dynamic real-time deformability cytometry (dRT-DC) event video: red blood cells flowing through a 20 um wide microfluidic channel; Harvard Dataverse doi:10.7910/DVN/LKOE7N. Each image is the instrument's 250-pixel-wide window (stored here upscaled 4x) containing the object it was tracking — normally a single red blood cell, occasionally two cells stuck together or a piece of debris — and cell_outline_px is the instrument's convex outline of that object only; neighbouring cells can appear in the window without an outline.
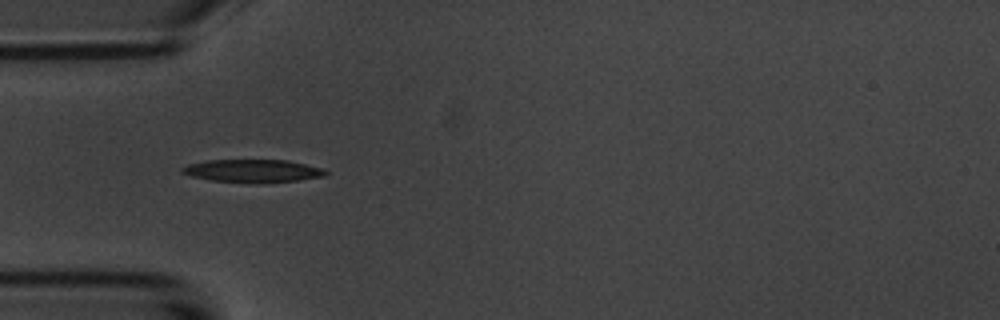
{"species": "common noctule bat (a hibernating species)", "species_latin": "Nyctalus noctula", "temperature_condition": "room temperature", "stored_images_in_passage": 2, "camera_frame_rate_fps": 3000, "um_per_image_px": 0.085, "animal": {"sex": "male", "body_mass_g": 20.1, "forearm_length_mm": 53.5}, "frame": {"image": 1, "passage_image": 1, "time_ms": 0.0, "image_size_px": [1000, 320], "cell_outline_px": [[328, 172], [324, 176], [296, 180], [212, 180], [192, 176], [180, 172], [180, 168], [188, 164], [208, 160], [288, 160], [324, 168]], "centroid_in_image_um": [21.47, 14.46], "position_along_channel_um": 63.5, "area_um2": 18.03}}